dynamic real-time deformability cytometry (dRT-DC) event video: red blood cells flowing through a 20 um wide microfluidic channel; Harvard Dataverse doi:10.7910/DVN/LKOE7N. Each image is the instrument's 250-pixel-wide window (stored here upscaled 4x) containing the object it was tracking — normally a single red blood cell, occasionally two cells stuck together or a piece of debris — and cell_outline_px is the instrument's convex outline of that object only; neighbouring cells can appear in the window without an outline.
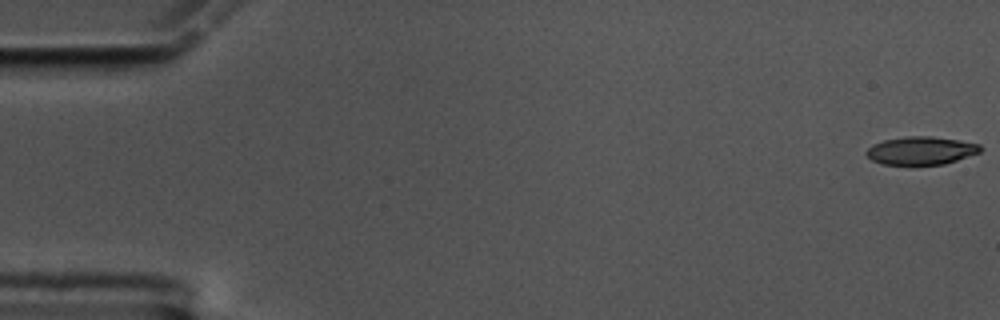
{"species": "common noctule bat (a hibernating species)", "species_latin": "Nyctalus noctula", "temperature_condition": "cold", "stored_images_in_passage": 12, "camera_frame_rate_fps": 3000, "um_per_image_px": 0.085, "animal": {"sex": "male", "body_mass_g": 17.5, "forearm_length_mm": 52.3}, "frame": {"image": 1, "passage_image": 1, "time_ms": 0.0, "image_size_px": [1000, 320], "cell_outline_px": [[984, 148], [980, 152], [944, 164], [880, 164], [872, 160], [864, 152], [872, 144], [884, 140], [908, 136], [932, 136], [980, 144]], "centroid_in_image_um": [78.27, 12.79], "position_along_channel_um": 6.7, "area_um2": 18.5}}